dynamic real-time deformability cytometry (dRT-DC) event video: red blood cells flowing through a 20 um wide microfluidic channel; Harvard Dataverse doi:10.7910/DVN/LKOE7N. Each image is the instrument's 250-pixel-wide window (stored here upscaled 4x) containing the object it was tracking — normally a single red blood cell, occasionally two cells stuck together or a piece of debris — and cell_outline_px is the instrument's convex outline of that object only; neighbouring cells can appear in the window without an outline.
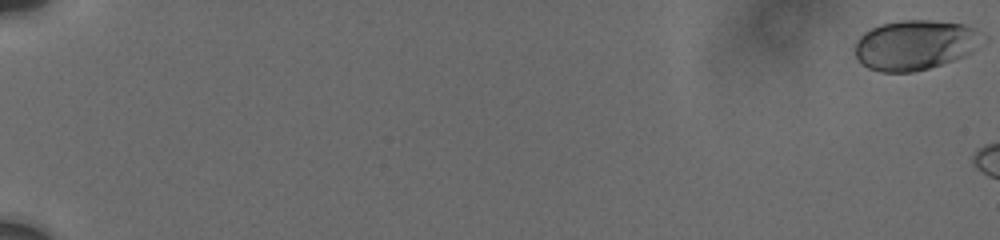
{"species": "human", "species_latin": "Homo sapiens", "temperature_condition": "cold", "stored_images_in_passage": 9, "camera_frame_rate_fps": 3000, "um_per_image_px": 0.085, "donor": {"sex": "male"}, "frame": {"image": 1, "passage_image": 1, "time_ms": 0.0, "image_size_px": [1000, 240], "cell_outline_px": [[980, 32], [972, 52], [964, 56], [928, 68], [912, 72], [880, 72], [868, 68], [856, 56], [856, 40], [864, 32], [880, 24], [900, 20], [932, 20], [964, 24], [976, 28]], "centroid_in_image_um": [77.72, 3.81], "position_along_channel_um": 7.3, "area_um2": 36.53}}